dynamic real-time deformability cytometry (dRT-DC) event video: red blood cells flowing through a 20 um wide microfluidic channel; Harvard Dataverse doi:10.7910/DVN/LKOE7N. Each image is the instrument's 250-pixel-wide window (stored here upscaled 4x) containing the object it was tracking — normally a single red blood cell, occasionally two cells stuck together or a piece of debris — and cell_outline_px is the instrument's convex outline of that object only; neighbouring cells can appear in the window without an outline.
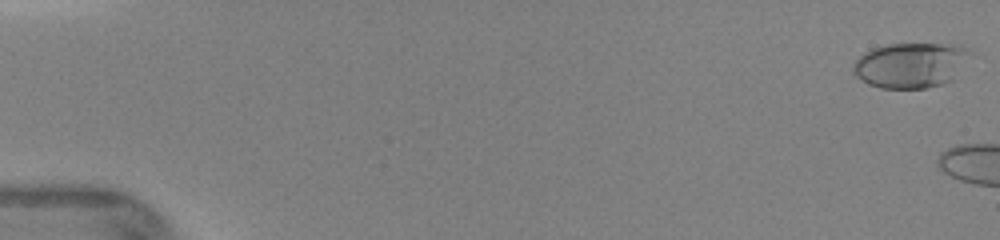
{"species": "human", "species_latin": "Homo sapiens", "temperature_condition": "warm", "stored_images_in_passage": 3, "camera_frame_rate_fps": 3000, "um_per_image_px": 0.085, "donor": {"sex": "female"}, "frame": {"image": 1, "passage_image": 1, "time_ms": 0.0, "image_size_px": [1000, 240], "cell_outline_px": [[972, 52], [952, 80], [944, 84], [924, 88], [880, 88], [868, 84], [856, 76], [852, 72], [852, 64], [860, 56], [872, 48], [888, 44], [960, 44], [972, 48]], "centroid_in_image_um": [77.42, 5.52], "position_along_channel_um": 7.6, "area_um2": 31.04}}